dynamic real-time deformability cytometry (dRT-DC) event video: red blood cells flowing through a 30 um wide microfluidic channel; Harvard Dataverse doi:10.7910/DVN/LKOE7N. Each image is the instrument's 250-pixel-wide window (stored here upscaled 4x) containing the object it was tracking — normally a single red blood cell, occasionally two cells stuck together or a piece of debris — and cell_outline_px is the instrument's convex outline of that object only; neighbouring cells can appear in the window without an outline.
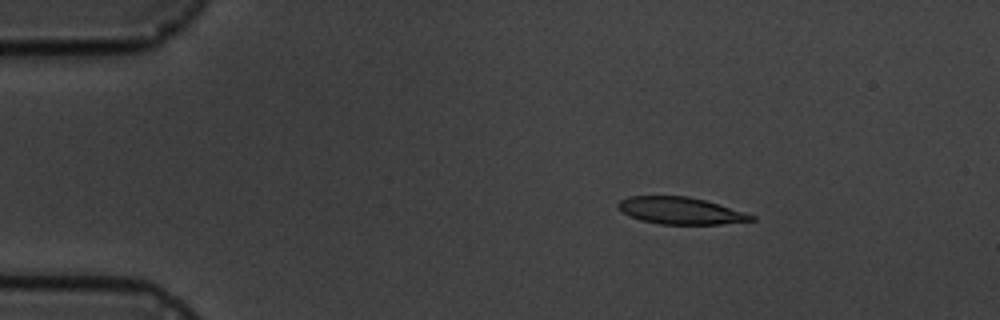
{"species": "common noctule bat (a hibernating species)", "species_latin": "Nyctalus noctula", "temperature_condition": "cold", "stored_images_in_passage": 3, "camera_frame_rate_fps": 3000, "um_per_image_px": 0.085, "animal": {"sex": "male", "body_mass_g": 19.5, "forearm_length_mm": 54.6}, "frame": {"image": 1, "passage_image": 1, "time_ms": 0.0, "image_size_px": [1000, 320], "cell_outline_px": [[756, 220], [720, 224], [660, 224], [640, 220], [624, 212], [616, 204], [620, 200], [628, 196], [688, 196], [704, 200], [744, 212], [756, 216]], "centroid_in_image_um": [57.85, 17.91], "position_along_channel_um": 27.1, "area_um2": 20.69}}